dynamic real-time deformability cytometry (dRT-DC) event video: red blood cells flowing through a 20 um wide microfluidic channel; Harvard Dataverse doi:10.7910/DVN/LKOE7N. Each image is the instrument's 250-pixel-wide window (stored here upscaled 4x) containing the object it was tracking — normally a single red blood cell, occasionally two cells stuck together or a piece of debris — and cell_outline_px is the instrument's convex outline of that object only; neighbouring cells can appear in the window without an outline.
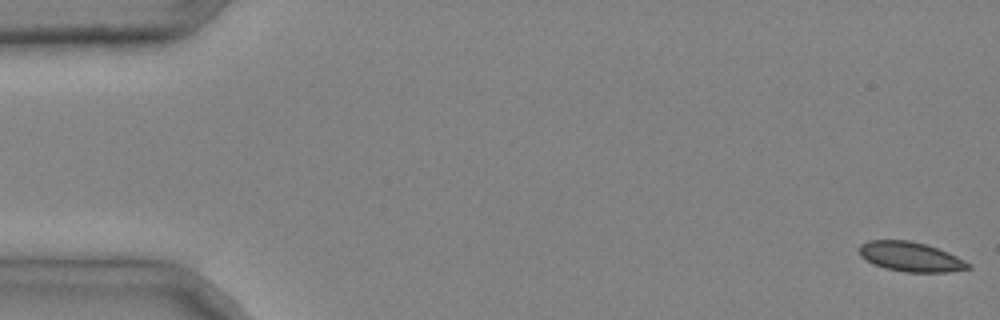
{"species": "common noctule bat (a hibernating species)", "species_latin": "Nyctalus noctula", "temperature_condition": "cold", "stored_images_in_passage": 6, "camera_frame_rate_fps": 3000, "um_per_image_px": 0.085, "animal": {"sex": "male", "body_mass_g": 20.4}, "frame": {"image": 1, "passage_image": 1, "time_ms": 0.0, "image_size_px": [1000, 320], "cell_outline_px": [[972, 268], [948, 272], [904, 272], [884, 268], [860, 256], [860, 244], [868, 240], [908, 240], [924, 244], [948, 252], [972, 264]], "centroid_in_image_um": [77.43, 21.83], "position_along_channel_um": 7.6, "area_um2": 18.67}}
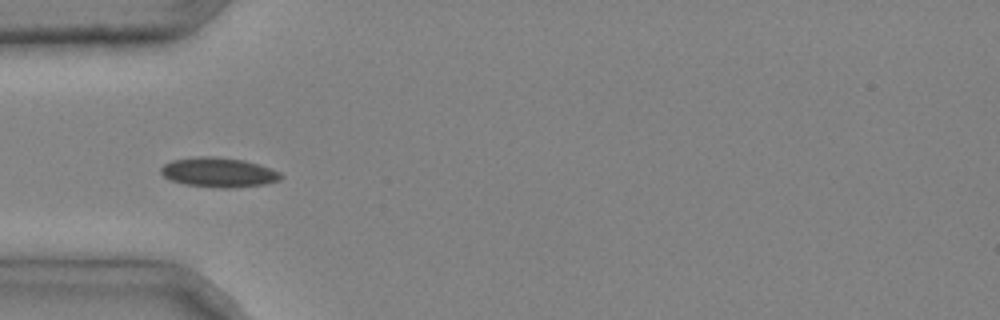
{"frame": {"image": 2, "passage_image": 4, "time_ms": 1.0, "image_size_px": [1000, 320], "cell_outline_px": [[284, 176], [280, 180], [264, 184], [236, 188], [216, 188], [184, 184], [172, 180], [164, 176], [160, 172], [160, 168], [164, 164], [172, 160], [200, 156], [212, 156], [244, 160], [272, 168], [280, 172]], "centroid_in_image_um": [18.61, 14.66], "position_along_channel_um": 66.4, "area_um2": 20.87}}